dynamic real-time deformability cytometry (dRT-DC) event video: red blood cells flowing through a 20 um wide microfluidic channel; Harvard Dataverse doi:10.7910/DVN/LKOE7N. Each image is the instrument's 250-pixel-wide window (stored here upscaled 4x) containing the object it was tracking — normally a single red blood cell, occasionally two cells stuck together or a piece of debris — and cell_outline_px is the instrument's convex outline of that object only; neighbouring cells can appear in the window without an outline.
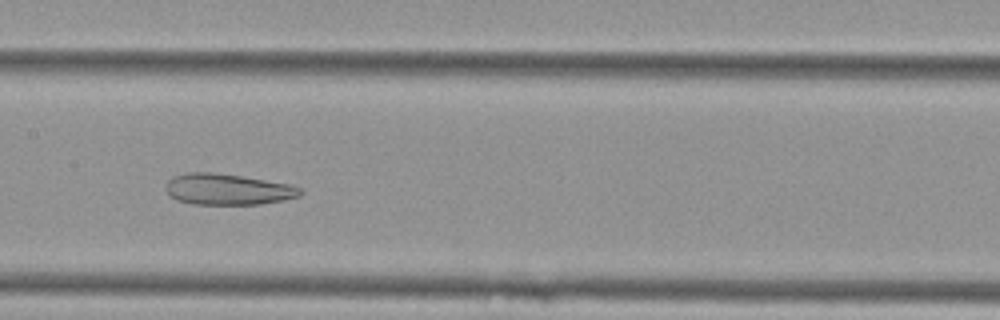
{"species": "Egyptian fruit bat (a non-hibernating species)", "species_latin": "Rousettus aegyptiacus", "temperature_condition": "cold", "stored_images_in_passage": 23, "camera_frame_rate_fps": 3000, "um_per_image_px": 0.085, "animal": {"sex": "female"}, "frame": {"image": 1, "passage_image": 10, "time_ms": 3.0, "image_size_px": [1000, 320], "cell_outline_px": [[304, 192], [300, 196], [284, 200], [260, 204], [192, 204], [176, 200], [164, 188], [168, 180], [176, 176], [188, 172], [212, 172], [240, 176], [288, 184], [300, 188]], "centroid_in_image_um": [19.35, 16.1], "position_along_channel_um": 188.0, "area_um2": 24.16}}
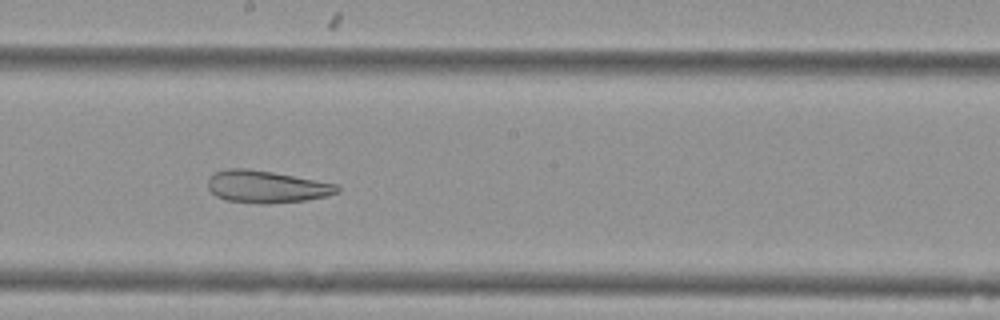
{"frame": {"image": 2, "passage_image": 13, "time_ms": 4.0, "image_size_px": [1000, 320], "cell_outline_px": [[340, 192], [328, 196], [304, 200], [264, 204], [260, 204], [224, 200], [216, 196], [208, 188], [208, 176], [216, 172], [228, 168], [248, 168], [272, 172], [340, 184]], "centroid_in_image_um": [22.66, 15.87], "position_along_channel_um": 225.5, "area_um2": 24.51}}